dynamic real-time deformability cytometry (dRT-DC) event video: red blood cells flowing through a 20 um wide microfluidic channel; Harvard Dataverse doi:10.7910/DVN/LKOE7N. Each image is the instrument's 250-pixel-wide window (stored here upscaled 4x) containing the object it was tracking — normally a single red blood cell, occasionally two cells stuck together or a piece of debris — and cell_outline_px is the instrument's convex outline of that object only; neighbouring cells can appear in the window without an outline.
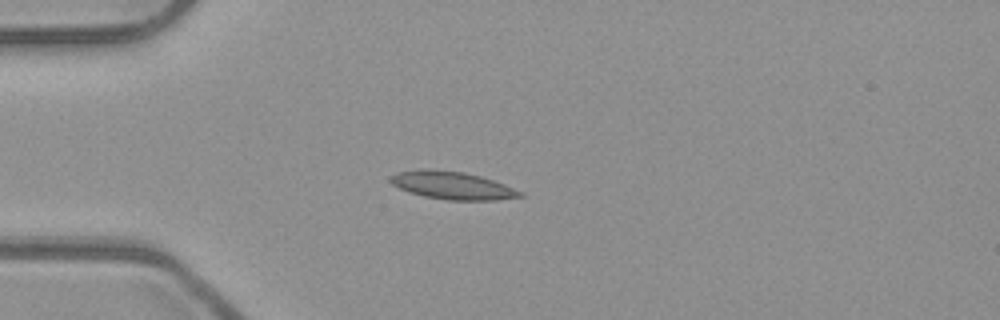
{"species": "common noctule bat (a hibernating species)", "species_latin": "Nyctalus noctula", "temperature_condition": "room temperature", "stored_images_in_passage": 5, "camera_frame_rate_fps": 3000, "um_per_image_px": 0.085, "animal": {"sex": "male", "body_mass_g": 23.1, "forearm_length_mm": 52.7}, "frame": {"image": 1, "passage_image": 4, "time_ms": 1.0, "image_size_px": [1000, 320], "cell_outline_px": [[524, 196], [496, 200], [448, 200], [424, 196], [408, 192], [392, 184], [388, 180], [388, 176], [400, 172], [464, 172], [480, 176], [504, 184], [524, 192]], "centroid_in_image_um": [38.52, 15.82], "position_along_channel_um": 46.5, "area_um2": 20.06}}